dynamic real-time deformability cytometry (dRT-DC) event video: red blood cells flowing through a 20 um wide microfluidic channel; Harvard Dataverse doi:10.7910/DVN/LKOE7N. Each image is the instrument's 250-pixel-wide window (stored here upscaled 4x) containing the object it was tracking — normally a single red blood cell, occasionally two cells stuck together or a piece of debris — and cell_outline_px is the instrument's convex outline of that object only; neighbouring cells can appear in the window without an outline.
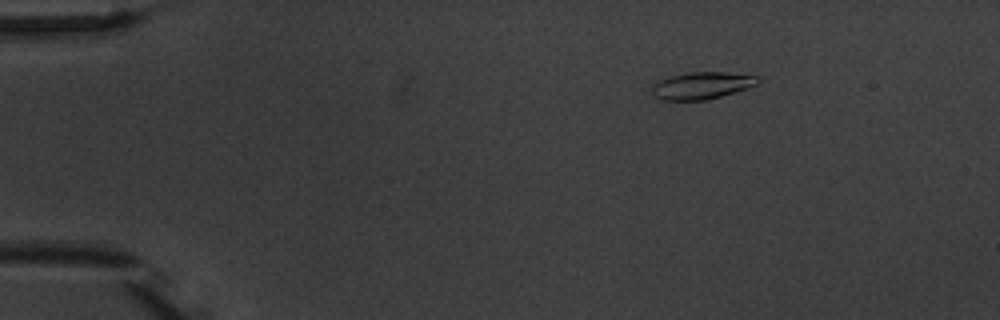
{"species": "common noctule bat (a hibernating species)", "species_latin": "Nyctalus noctula", "temperature_condition": "warm", "stored_images_in_passage": 5, "camera_frame_rate_fps": 3000, "um_per_image_px": 0.085, "animal": {"sex": "male", "body_mass_g": 20.1, "forearm_length_mm": 53.5}, "frame": {"image": 1, "passage_image": 2, "time_ms": 1.0, "image_size_px": [1000, 320], "cell_outline_px": [[760, 80], [756, 84], [748, 88], [720, 96], [704, 100], [660, 100], [652, 92], [652, 88], [660, 80], [668, 76], [688, 72], [724, 72], [760, 76]], "centroid_in_image_um": [59.67, 7.26], "position_along_channel_um": 25.3, "area_um2": 16.59}}